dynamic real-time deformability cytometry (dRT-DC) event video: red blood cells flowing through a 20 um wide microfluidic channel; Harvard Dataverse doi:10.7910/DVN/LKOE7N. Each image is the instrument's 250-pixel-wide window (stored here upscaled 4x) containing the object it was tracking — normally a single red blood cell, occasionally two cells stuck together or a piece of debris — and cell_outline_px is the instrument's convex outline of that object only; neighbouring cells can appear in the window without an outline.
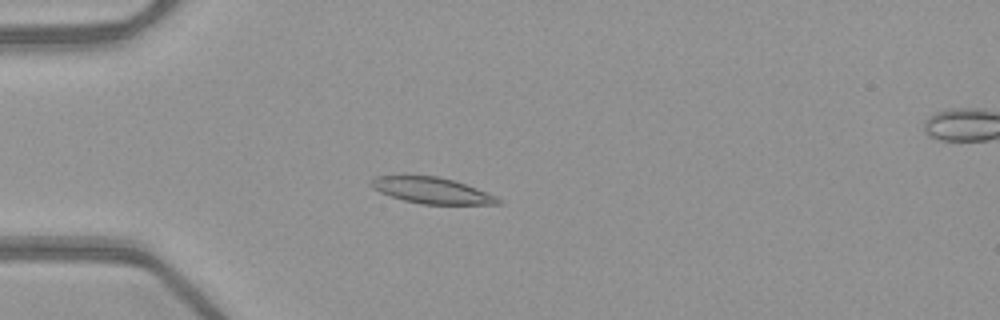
{"species": "common noctule bat (a hibernating species)", "species_latin": "Nyctalus noctula", "temperature_condition": "warm", "stored_images_in_passage": 52, "camera_frame_rate_fps": 3000, "um_per_image_px": 0.085, "animal": {"sex": "female", "body_mass_g": 21.9}, "frame": {"image": 1, "passage_image": 15, "time_ms": 4.667, "image_size_px": [1000, 320], "cell_outline_px": [[500, 204], [420, 204], [404, 200], [380, 192], [372, 188], [368, 184], [368, 180], [376, 176], [436, 176], [452, 180], [476, 188], [496, 196], [500, 200]], "centroid_in_image_um": [36.64, 16.19], "position_along_channel_um": 48.4, "area_um2": 19.07}}
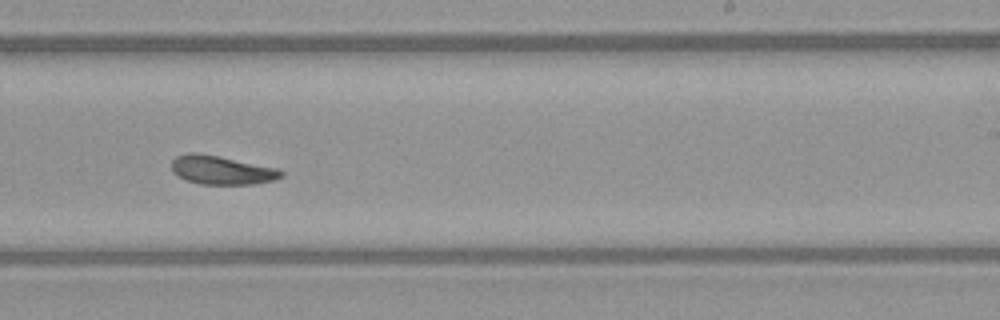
{"frame": {"image": 2, "passage_image": 33, "time_ms": 10.667, "image_size_px": [1000, 320], "cell_outline_px": [[284, 176], [272, 180], [256, 184], [200, 184], [188, 180], [172, 172], [172, 160], [176, 156], [188, 152], [196, 152], [276, 168], [284, 172]], "centroid_in_image_um": [18.82, 14.46], "position_along_channel_um": 270.2, "area_um2": 18.03}}
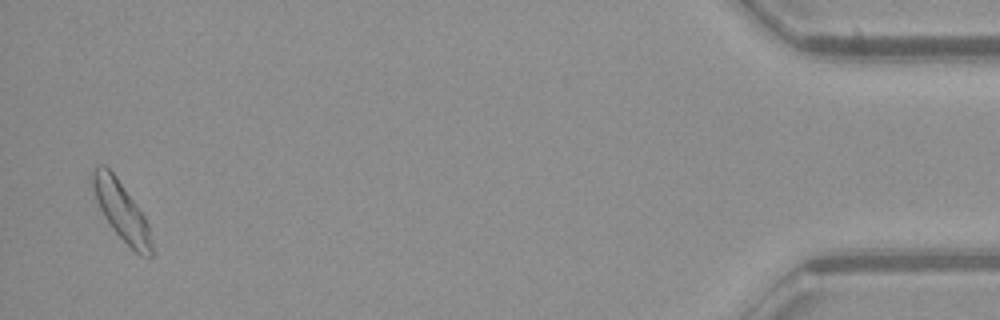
{"frame": {"image": 3, "passage_image": 51, "time_ms": 16.667, "image_size_px": [1000, 320], "cell_outline_px": [[152, 256], [140, 256], [112, 228], [104, 216], [96, 200], [88, 180], [88, 176], [92, 168], [100, 164], [104, 164], [116, 176], [136, 204], [144, 216], [148, 224], [152, 244]], "centroid_in_image_um": [10.25, 17.84], "position_along_channel_um": 424.9, "area_um2": 20.23}, "authors_computed_cell_mechanics": {"area_um2": 19.074, "velocity_mm_per_s": 4.0105, "shape_relaxation_time_tau1_ms": 4.2775, "shape_relaxation_time_tau2_ms": 5.0935, "deformation_change_tau1": 0.1254, "deformation_change_tau2": 0.1231}}